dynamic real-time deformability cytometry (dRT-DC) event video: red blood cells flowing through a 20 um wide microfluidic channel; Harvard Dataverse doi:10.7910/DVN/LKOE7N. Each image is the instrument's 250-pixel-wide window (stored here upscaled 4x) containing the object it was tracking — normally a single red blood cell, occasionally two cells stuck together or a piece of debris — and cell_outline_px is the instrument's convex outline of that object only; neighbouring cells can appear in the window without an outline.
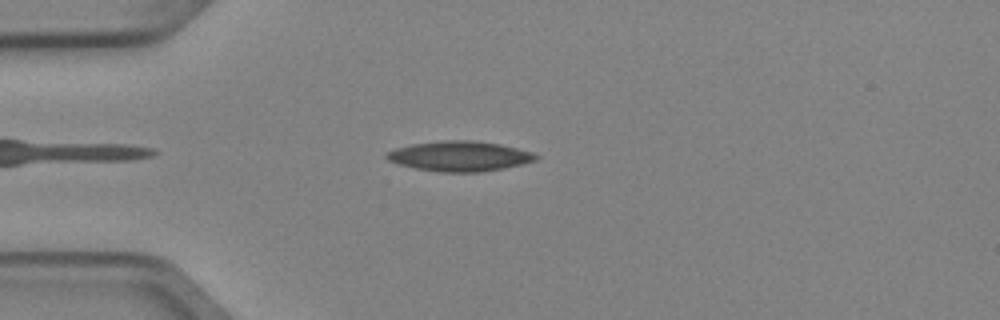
{"species": "Egyptian fruit bat (a non-hibernating species)", "species_latin": "Rousettus aegyptiacus", "temperature_condition": "cold", "stored_images_in_passage": 3, "camera_frame_rate_fps": 3000, "um_per_image_px": 0.085, "animal": {"sex": "female"}, "frame": {"image": 1, "passage_image": 3, "time_ms": 0.667, "image_size_px": [1000, 320], "cell_outline_px": [[540, 156], [536, 160], [504, 168], [480, 172], [440, 172], [416, 168], [400, 164], [388, 160], [384, 156], [388, 152], [396, 148], [412, 144], [448, 140], [472, 140], [500, 144], [532, 152]], "centroid_in_image_um": [39.08, 13.27], "position_along_channel_um": 45.9, "area_um2": 25.89}}